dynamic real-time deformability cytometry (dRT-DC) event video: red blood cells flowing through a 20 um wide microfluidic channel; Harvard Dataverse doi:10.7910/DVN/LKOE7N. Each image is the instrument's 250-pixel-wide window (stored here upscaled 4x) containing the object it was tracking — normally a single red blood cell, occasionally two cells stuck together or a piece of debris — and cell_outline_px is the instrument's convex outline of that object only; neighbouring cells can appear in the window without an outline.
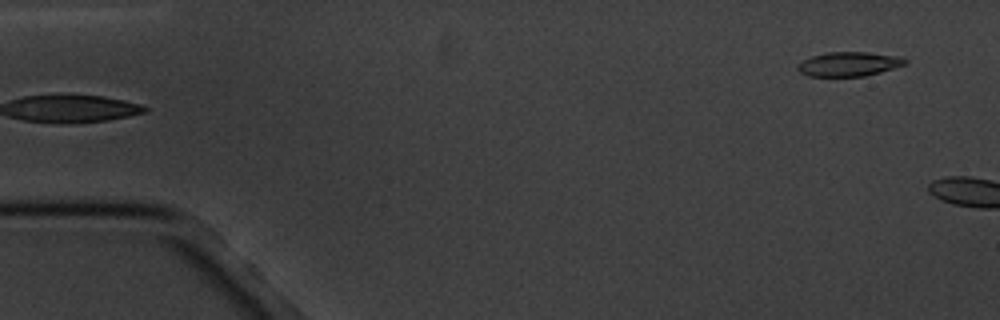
{"species": "common noctule bat (a hibernating species)", "species_latin": "Nyctalus noctula", "temperature_condition": "cold", "stored_images_in_passage": 6, "segment_of_instrument_passage": [2, 2], "camera_frame_rate_fps": 3000, "um_per_image_px": 0.085, "animal": {"sex": "male", "body_mass_g": 20.1, "forearm_length_mm": 53.5}, "frame": {"image": 1, "passage_image": 6, "time_ms": 6.0, "image_size_px": [1000, 320], "cell_outline_px": [[908, 64], [880, 72], [864, 76], [808, 76], [800, 72], [796, 68], [796, 64], [812, 56], [828, 52], [868, 52], [900, 56], [908, 60]], "centroid_in_image_um": [72.18, 5.44], "position_along_channel_um": 12.8, "area_um2": 15.32}}